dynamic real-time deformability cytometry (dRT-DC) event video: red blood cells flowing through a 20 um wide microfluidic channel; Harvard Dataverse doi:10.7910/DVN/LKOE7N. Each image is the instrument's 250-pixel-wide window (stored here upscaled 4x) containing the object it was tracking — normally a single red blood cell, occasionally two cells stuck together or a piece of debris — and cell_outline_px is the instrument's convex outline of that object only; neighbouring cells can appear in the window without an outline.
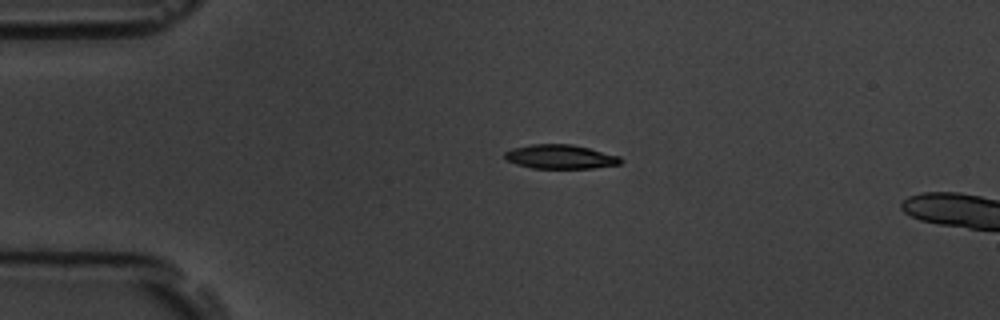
{"species": "common noctule bat (a hibernating species)", "species_latin": "Nyctalus noctula", "temperature_condition": "room temperature", "stored_images_in_passage": 5, "camera_frame_rate_fps": 3000, "um_per_image_px": 0.085, "animal": {"sex": "male", "body_mass_g": 19.5, "forearm_length_mm": 54.6}, "frame": {"image": 1, "passage_image": 4, "time_ms": 3.667, "image_size_px": [1000, 320], "cell_outline_px": [[624, 160], [620, 164], [592, 168], [532, 168], [516, 164], [504, 160], [504, 152], [512, 148], [532, 144], [572, 144], [620, 156]], "centroid_in_image_um": [47.6, 13.32], "position_along_channel_um": 37.4, "area_um2": 16.36}}